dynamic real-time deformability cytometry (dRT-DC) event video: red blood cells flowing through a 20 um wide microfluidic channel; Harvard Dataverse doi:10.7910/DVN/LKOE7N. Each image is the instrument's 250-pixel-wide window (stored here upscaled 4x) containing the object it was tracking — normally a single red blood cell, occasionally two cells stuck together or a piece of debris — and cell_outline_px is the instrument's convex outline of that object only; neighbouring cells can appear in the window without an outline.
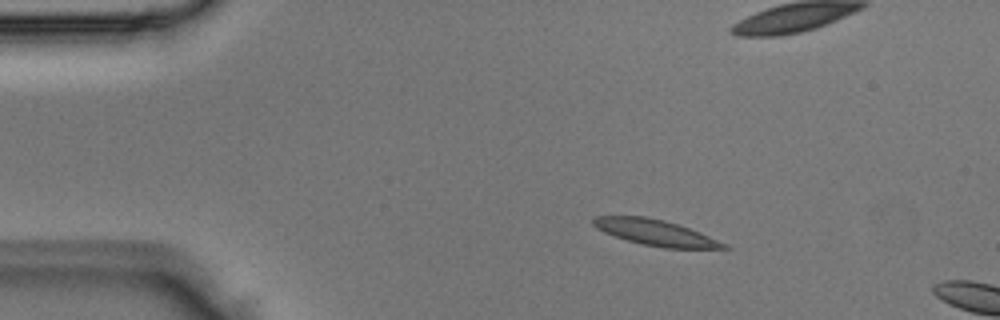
{"species": "Egyptian fruit bat (a non-hibernating species)", "species_latin": "Rousettus aegyptiacus", "temperature_condition": "room temperature", "stored_images_in_passage": 2, "camera_frame_rate_fps": 3000, "um_per_image_px": 0.085, "animal": {"sex": "male"}, "frame": {"image": 1, "passage_image": 1, "time_ms": 0.0, "image_size_px": [1000, 320], "cell_outline_px": [[732, 248], [664, 248], [644, 244], [628, 240], [604, 232], [596, 228], [592, 224], [592, 220], [596, 216], [644, 216], [664, 220], [700, 232], [728, 244]], "centroid_in_image_um": [55.73, 19.76], "position_along_channel_um": 29.3, "area_um2": 19.36}}